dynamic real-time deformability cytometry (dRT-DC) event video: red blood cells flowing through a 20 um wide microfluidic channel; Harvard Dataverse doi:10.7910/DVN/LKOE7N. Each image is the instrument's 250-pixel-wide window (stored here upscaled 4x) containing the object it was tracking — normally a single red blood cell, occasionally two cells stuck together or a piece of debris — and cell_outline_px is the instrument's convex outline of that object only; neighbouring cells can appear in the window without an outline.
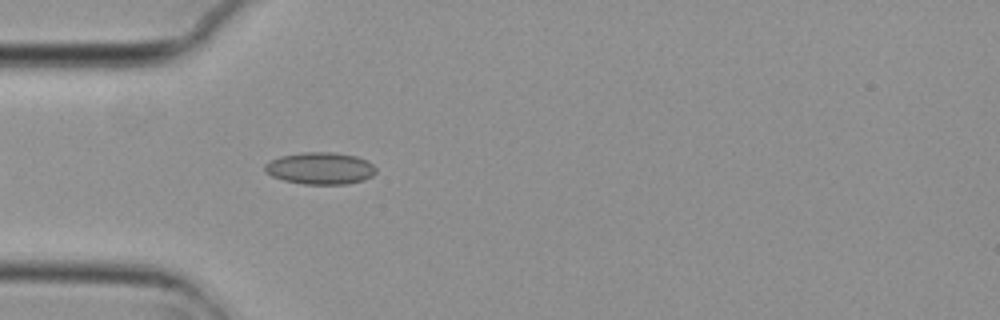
{"species": "common noctule bat (a hibernating species)", "species_latin": "Nyctalus noctula", "temperature_condition": "cold", "stored_images_in_passage": 5, "camera_frame_rate_fps": 3000, "um_per_image_px": 0.085, "animal": {"sex": "female", "body_mass_g": 29.2, "forearm_length_mm": 56.3}, "frame": {"image": 1, "passage_image": 5, "time_ms": 1.333, "image_size_px": [1000, 320], "cell_outline_px": [[376, 172], [372, 176], [364, 180], [348, 184], [304, 184], [284, 180], [272, 176], [264, 172], [264, 164], [280, 156], [304, 152], [332, 152], [356, 156], [368, 160], [376, 168]], "centroid_in_image_um": [27.23, 14.31], "position_along_channel_um": 57.8, "area_um2": 20.81}}